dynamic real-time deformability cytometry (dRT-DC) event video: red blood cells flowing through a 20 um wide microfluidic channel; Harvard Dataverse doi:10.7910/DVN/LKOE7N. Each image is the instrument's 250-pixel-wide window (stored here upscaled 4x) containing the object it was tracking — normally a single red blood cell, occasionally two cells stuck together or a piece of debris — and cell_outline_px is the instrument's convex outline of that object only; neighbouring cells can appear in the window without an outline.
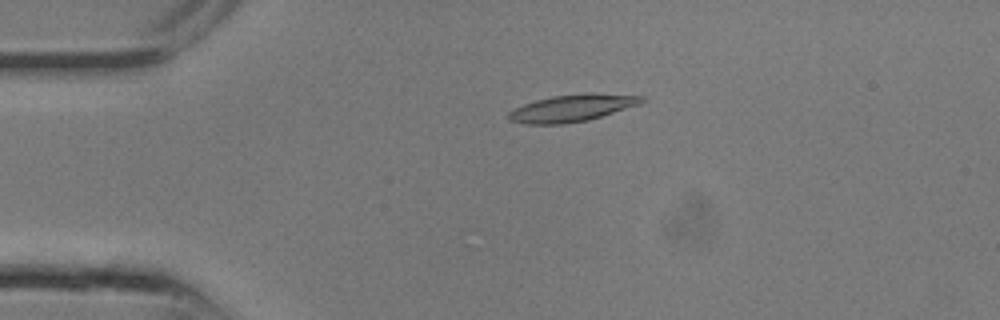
{"species": "common noctule bat (a hibernating species)", "species_latin": "Nyctalus noctula", "temperature_condition": "room temperature", "stored_images_in_passage": 8, "camera_frame_rate_fps": 3000, "um_per_image_px": 0.085, "animal": {"sex": "male", "body_mass_g": 13.3}, "frame": {"image": 1, "passage_image": 6, "time_ms": 1.667, "image_size_px": [1000, 320], "cell_outline_px": [[648, 100], [640, 104], [588, 120], [560, 124], [524, 124], [508, 120], [508, 112], [524, 104], [536, 100], [552, 96], [644, 96]], "centroid_in_image_um": [48.52, 9.25], "position_along_channel_um": 36.5, "area_um2": 19.71}}